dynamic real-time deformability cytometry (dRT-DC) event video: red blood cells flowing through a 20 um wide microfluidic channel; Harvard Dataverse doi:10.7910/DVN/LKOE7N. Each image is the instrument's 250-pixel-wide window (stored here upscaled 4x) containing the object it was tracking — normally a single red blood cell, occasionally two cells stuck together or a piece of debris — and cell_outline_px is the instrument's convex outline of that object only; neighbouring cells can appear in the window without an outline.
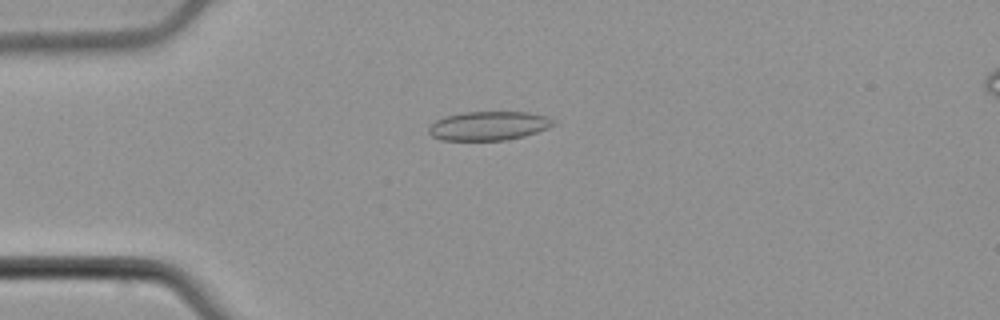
{"species": "common noctule bat (a hibernating species)", "species_latin": "Nyctalus noctula", "temperature_condition": "cold", "stored_images_in_passage": 45, "camera_frame_rate_fps": 3000, "um_per_image_px": 0.085, "animal": {"sex": "male", "body_mass_g": 21.5, "forearm_length_mm": 52.0}, "frame": {"image": 1, "passage_image": 14, "time_ms": 4.333, "image_size_px": [1000, 320], "cell_outline_px": [[556, 124], [548, 128], [524, 136], [504, 140], [440, 140], [432, 136], [428, 132], [428, 128], [436, 120], [444, 116], [464, 112], [528, 112], [544, 116], [556, 120]], "centroid_in_image_um": [41.53, 10.69], "position_along_channel_um": 43.5, "area_um2": 21.04}}
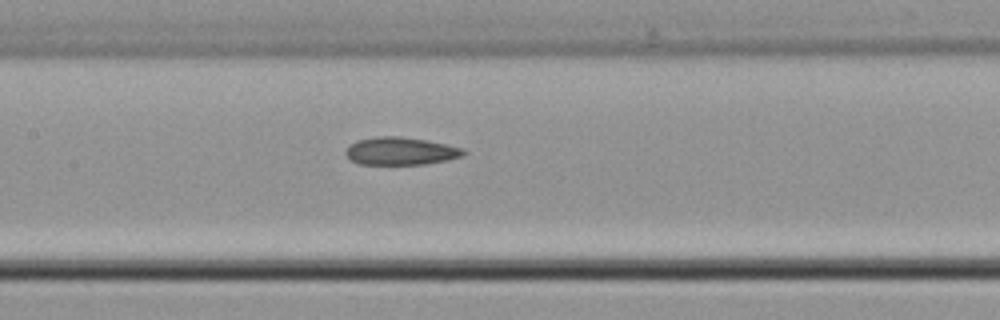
{"frame": {"image": 2, "passage_image": 26, "time_ms": 8.333, "image_size_px": [1000, 320], "cell_outline_px": [[468, 152], [464, 156], [448, 160], [424, 164], [360, 164], [352, 160], [344, 152], [356, 140], [376, 136], [400, 136], [428, 140], [464, 148]], "centroid_in_image_um": [34.12, 12.83], "position_along_channel_um": 173.3, "area_um2": 19.13}}
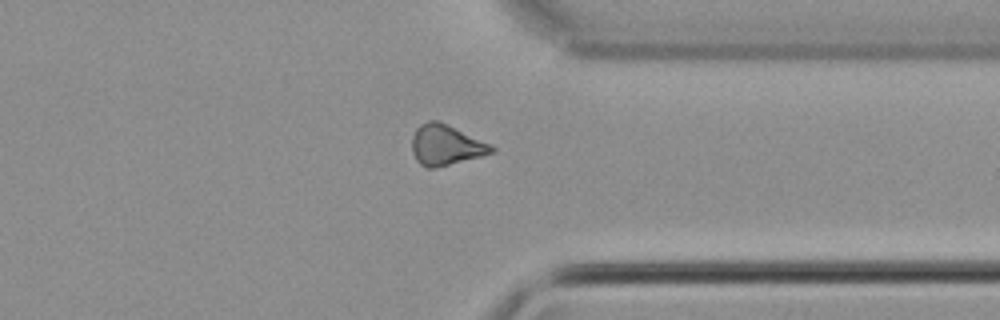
{"frame": {"image": 3, "passage_image": 42, "time_ms": 13.667, "image_size_px": [1000, 320], "cell_outline_px": [[496, 152], [432, 168], [428, 168], [420, 164], [416, 160], [412, 152], [412, 136], [416, 128], [420, 124], [428, 120], [440, 120], [492, 144], [496, 148]], "centroid_in_image_um": [37.91, 12.29], "position_along_channel_um": 373.5, "area_um2": 18.9}}